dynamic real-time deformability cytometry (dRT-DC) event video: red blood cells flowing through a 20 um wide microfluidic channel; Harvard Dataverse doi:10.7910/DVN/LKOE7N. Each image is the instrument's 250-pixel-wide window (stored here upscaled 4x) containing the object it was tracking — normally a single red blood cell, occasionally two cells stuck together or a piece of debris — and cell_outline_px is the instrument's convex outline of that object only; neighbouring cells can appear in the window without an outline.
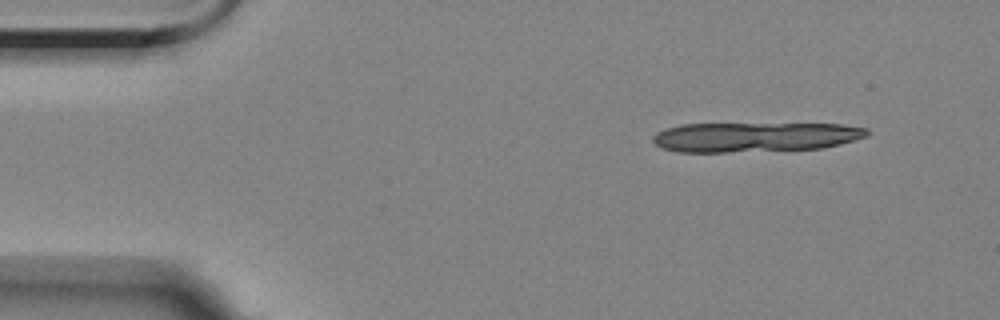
{"species": "Egyptian fruit bat (a non-hibernating species)", "species_latin": "Rousettus aegyptiacus", "temperature_condition": "room temperature", "stored_images_in_passage": 4, "segment_of_instrument_passage": [1, 2], "camera_frame_rate_fps": 3000, "um_per_image_px": 0.085, "animal": {"sex": "female"}, "frame": {"image": 1, "passage_image": 1, "time_ms": 0.0, "image_size_px": [1000, 320], "cell_outline_px": [[872, 132], [868, 136], [840, 144], [820, 148], [728, 152], [676, 152], [664, 148], [656, 144], [652, 140], [652, 136], [656, 132], [680, 124], [840, 124], [868, 128]], "centroid_in_image_um": [64.18, 11.64], "position_along_channel_um": 20.8, "area_um2": 36.99}}